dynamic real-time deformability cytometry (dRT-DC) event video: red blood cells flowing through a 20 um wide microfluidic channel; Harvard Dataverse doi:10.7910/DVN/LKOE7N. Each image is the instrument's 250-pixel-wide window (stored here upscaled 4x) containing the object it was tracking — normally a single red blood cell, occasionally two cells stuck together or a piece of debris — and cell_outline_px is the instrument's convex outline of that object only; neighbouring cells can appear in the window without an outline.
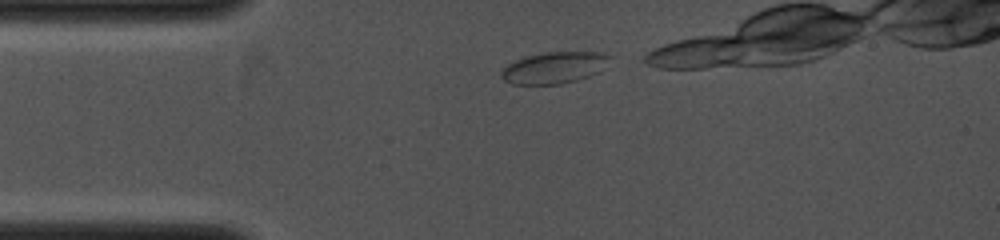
{"species": "common noctule bat (a hibernating species)", "species_latin": "Nyctalus noctula", "temperature_condition": "cold", "stored_images_in_passage": 10, "camera_frame_rate_fps": 4000, "um_per_image_px": 0.085, "animal": {"sex": "female", "body_mass_g": 19.0, "forearm_length_mm": 53.3}, "frame": {"image": 1, "passage_image": 1, "time_ms": 0.0, "image_size_px": [1000, 240], "cell_outline_px": [[612, 56], [600, 72], [576, 80], [560, 84], [512, 84], [504, 80], [500, 76], [500, 72], [508, 64], [524, 56], [544, 52], [604, 52]], "centroid_in_image_um": [47.11, 5.74], "position_along_channel_um": 37.9, "area_um2": 20.0}}
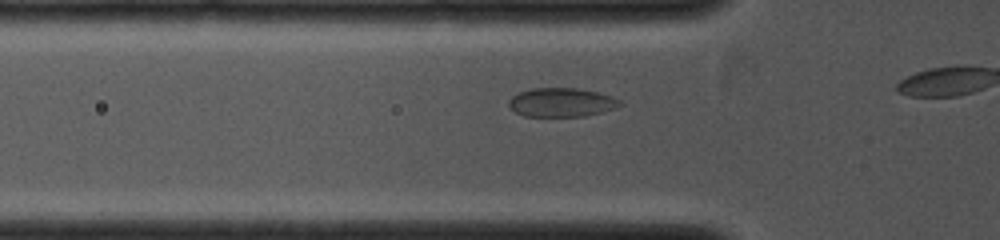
{"frame": {"image": 2, "passage_image": 7, "time_ms": 1.25, "image_size_px": [1000, 240], "cell_outline_px": [[624, 104], [616, 108], [584, 116], [524, 116], [516, 112], [508, 104], [508, 100], [516, 92], [532, 88], [576, 88], [596, 92], [612, 96], [620, 100]], "centroid_in_image_um": [47.72, 8.69], "position_along_channel_um": 78.1, "area_um2": 18.73}}